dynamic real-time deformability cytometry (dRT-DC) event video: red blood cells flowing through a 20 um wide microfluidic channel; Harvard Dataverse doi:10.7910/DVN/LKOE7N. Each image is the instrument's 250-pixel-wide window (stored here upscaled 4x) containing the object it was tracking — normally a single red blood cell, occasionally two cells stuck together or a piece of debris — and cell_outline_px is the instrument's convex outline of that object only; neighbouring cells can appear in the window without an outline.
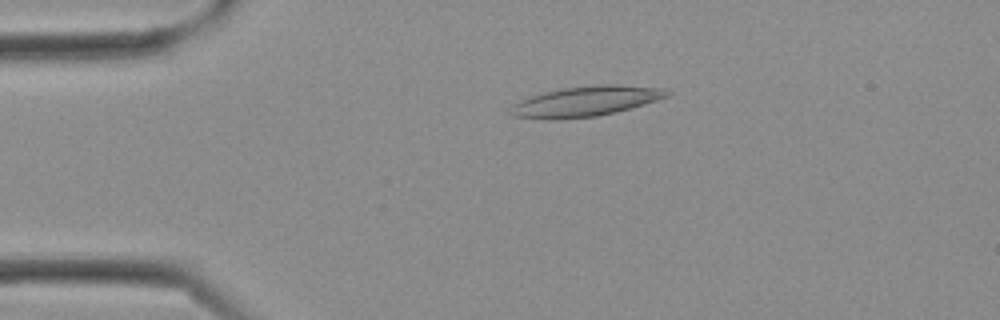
{"species": "Egyptian fruit bat (a non-hibernating species)", "species_latin": "Rousettus aegyptiacus", "temperature_condition": "cold", "stored_images_in_passage": 10, "camera_frame_rate_fps": 3000, "um_per_image_px": 0.085, "frame": {"image": 1, "passage_image": 4, "time_ms": 1.0, "image_size_px": [1000, 320], "cell_outline_px": [[672, 92], [668, 96], [644, 104], [616, 112], [596, 116], [556, 120], [544, 120], [512, 116], [508, 112], [508, 108], [512, 104], [520, 100], [544, 92], [564, 88], [596, 84], [616, 84], [660, 88]], "centroid_in_image_um": [49.71, 8.62], "position_along_channel_um": 35.3, "area_um2": 27.69}}
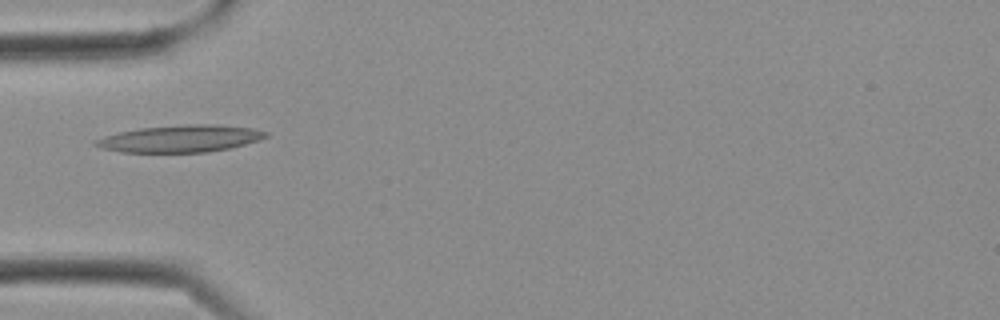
{"frame": {"image": 2, "passage_image": 7, "time_ms": 2.0, "image_size_px": [1000, 320], "cell_outline_px": [[268, 136], [260, 140], [228, 148], [208, 152], [120, 152], [104, 148], [92, 144], [92, 140], [104, 136], [120, 132], [140, 128], [180, 124], [212, 124], [252, 128], [268, 132]], "centroid_in_image_um": [15.32, 11.78], "position_along_channel_um": 69.7, "area_um2": 26.82}}
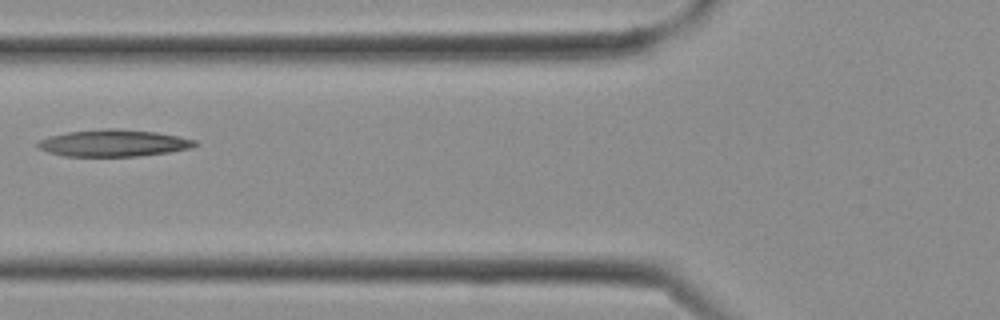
{"frame": {"image": 3, "passage_image": 9, "time_ms": 2.667, "image_size_px": [1000, 320], "cell_outline_px": [[200, 144], [192, 148], [168, 152], [136, 156], [64, 156], [48, 152], [40, 148], [36, 144], [40, 140], [48, 136], [68, 132], [108, 128], [112, 128], [156, 132], [196, 140]], "centroid_in_image_um": [9.67, 12.16], "position_along_channel_um": 116.1, "area_um2": 24.45}}